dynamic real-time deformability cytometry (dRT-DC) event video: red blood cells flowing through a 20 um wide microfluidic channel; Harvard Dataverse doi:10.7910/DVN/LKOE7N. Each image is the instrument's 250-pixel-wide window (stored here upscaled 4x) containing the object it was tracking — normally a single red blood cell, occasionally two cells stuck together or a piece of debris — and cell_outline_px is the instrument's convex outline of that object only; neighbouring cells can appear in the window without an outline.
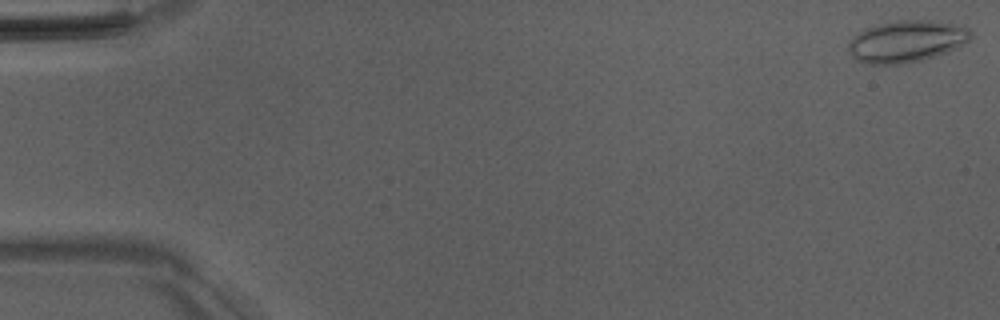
{"species": "Egyptian fruit bat (a non-hibernating species)", "species_latin": "Rousettus aegyptiacus", "temperature_condition": "room temperature", "stored_images_in_passage": 8, "camera_frame_rate_fps": 3000, "um_per_image_px": 0.085, "animal": {"sex": "male"}, "frame": {"image": 1, "passage_image": 1, "time_ms": 0.0, "image_size_px": [1000, 320], "cell_outline_px": [[972, 36], [964, 44], [936, 56], [920, 60], [900, 64], [868, 64], [856, 60], [848, 52], [848, 44], [852, 36], [868, 28], [880, 24], [896, 20], [936, 20], [964, 24], [972, 32]], "centroid_in_image_um": [77.09, 3.5], "position_along_channel_um": 7.9, "area_um2": 30.0}}